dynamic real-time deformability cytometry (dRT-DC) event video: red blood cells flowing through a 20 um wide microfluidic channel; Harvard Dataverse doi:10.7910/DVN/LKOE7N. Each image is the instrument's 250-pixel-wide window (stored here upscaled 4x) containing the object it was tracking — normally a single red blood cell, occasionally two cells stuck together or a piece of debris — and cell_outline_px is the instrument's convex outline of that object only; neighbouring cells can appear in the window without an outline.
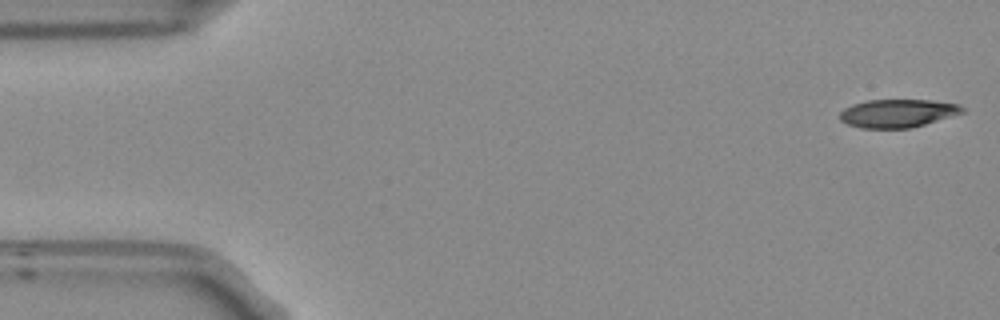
{"species": "Egyptian fruit bat (a non-hibernating species)", "species_latin": "Rousettus aegyptiacus", "temperature_condition": "room temperature", "stored_images_in_passage": 53, "camera_frame_rate_fps": 3000, "um_per_image_px": 0.085, "frame": {"image": 1, "passage_image": 1, "time_ms": 0.0, "image_size_px": [1000, 320], "cell_outline_px": [[964, 112], [912, 128], [860, 128], [848, 124], [840, 120], [840, 112], [844, 108], [852, 104], [868, 100], [932, 100], [960, 104], [964, 108]], "centroid_in_image_um": [76.29, 9.62], "position_along_channel_um": 8.7, "area_um2": 20.11}}
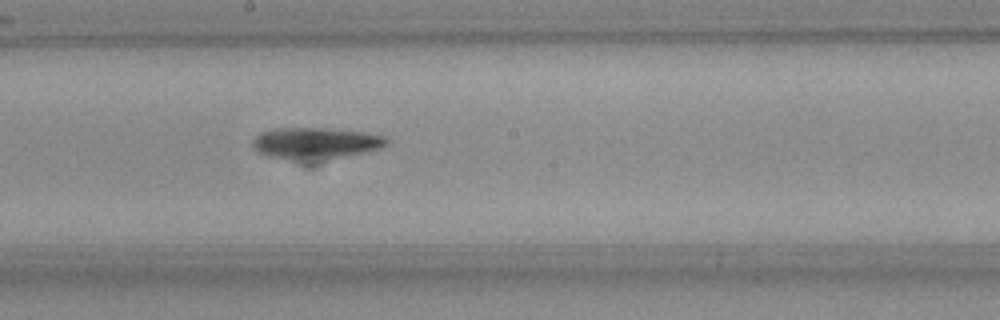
{"frame": {"image": 2, "passage_image": 28, "time_ms": 9.0, "image_size_px": [1000, 320], "cell_outline_px": [[388, 144], [380, 148], [364, 152], [312, 164], [304, 164], [268, 156], [260, 152], [252, 144], [252, 140], [260, 132], [272, 128], [332, 128], [360, 132], [384, 136], [388, 140]], "centroid_in_image_um": [26.78, 12.22], "position_along_channel_um": 221.4, "area_um2": 25.55}}
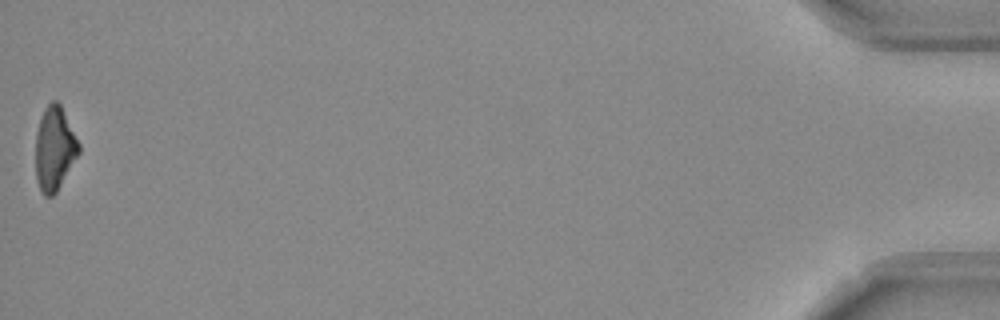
{"frame": {"image": 3, "passage_image": 53, "time_ms": 17.333, "image_size_px": [1000, 320], "cell_outline_px": [[80, 152], [56, 192], [52, 196], [44, 196], [40, 192], [36, 180], [36, 132], [44, 108], [52, 100], [56, 100], [60, 104], [80, 144]], "centroid_in_image_um": [4.63, 12.64], "position_along_channel_um": 430.6, "area_um2": 21.04}}